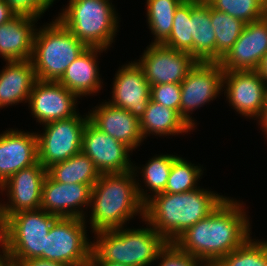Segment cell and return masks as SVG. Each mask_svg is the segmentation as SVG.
<instances>
[{
  "label": "cell",
  "mask_w": 267,
  "mask_h": 266,
  "mask_svg": "<svg viewBox=\"0 0 267 266\" xmlns=\"http://www.w3.org/2000/svg\"><path fill=\"white\" fill-rule=\"evenodd\" d=\"M242 204L226 197L208 217L189 227L173 243L207 266H213L251 237L249 217Z\"/></svg>",
  "instance_id": "cell-1"
},
{
  "label": "cell",
  "mask_w": 267,
  "mask_h": 266,
  "mask_svg": "<svg viewBox=\"0 0 267 266\" xmlns=\"http://www.w3.org/2000/svg\"><path fill=\"white\" fill-rule=\"evenodd\" d=\"M204 188L179 194L159 193L144 204V220L173 243L189 227L208 217L225 199Z\"/></svg>",
  "instance_id": "cell-2"
},
{
  "label": "cell",
  "mask_w": 267,
  "mask_h": 266,
  "mask_svg": "<svg viewBox=\"0 0 267 266\" xmlns=\"http://www.w3.org/2000/svg\"><path fill=\"white\" fill-rule=\"evenodd\" d=\"M136 171L137 166H133V170L124 173L100 174L91 193L92 233L124 227L137 213L144 220V203L138 195Z\"/></svg>",
  "instance_id": "cell-3"
},
{
  "label": "cell",
  "mask_w": 267,
  "mask_h": 266,
  "mask_svg": "<svg viewBox=\"0 0 267 266\" xmlns=\"http://www.w3.org/2000/svg\"><path fill=\"white\" fill-rule=\"evenodd\" d=\"M96 232L90 262H114L128 266H149L169 243L153 227Z\"/></svg>",
  "instance_id": "cell-4"
},
{
  "label": "cell",
  "mask_w": 267,
  "mask_h": 266,
  "mask_svg": "<svg viewBox=\"0 0 267 266\" xmlns=\"http://www.w3.org/2000/svg\"><path fill=\"white\" fill-rule=\"evenodd\" d=\"M42 27L36 29L30 61L37 80L58 82L87 46L58 19Z\"/></svg>",
  "instance_id": "cell-5"
},
{
  "label": "cell",
  "mask_w": 267,
  "mask_h": 266,
  "mask_svg": "<svg viewBox=\"0 0 267 266\" xmlns=\"http://www.w3.org/2000/svg\"><path fill=\"white\" fill-rule=\"evenodd\" d=\"M58 15L56 19L87 47L108 49L119 28L110 0H69Z\"/></svg>",
  "instance_id": "cell-6"
},
{
  "label": "cell",
  "mask_w": 267,
  "mask_h": 266,
  "mask_svg": "<svg viewBox=\"0 0 267 266\" xmlns=\"http://www.w3.org/2000/svg\"><path fill=\"white\" fill-rule=\"evenodd\" d=\"M57 218L41 208L19 211L8 217L6 249L17 265L28 259H44L45 237Z\"/></svg>",
  "instance_id": "cell-7"
},
{
  "label": "cell",
  "mask_w": 267,
  "mask_h": 266,
  "mask_svg": "<svg viewBox=\"0 0 267 266\" xmlns=\"http://www.w3.org/2000/svg\"><path fill=\"white\" fill-rule=\"evenodd\" d=\"M86 223L81 218L58 217L45 237L44 259L66 266H90L93 242L87 238Z\"/></svg>",
  "instance_id": "cell-8"
},
{
  "label": "cell",
  "mask_w": 267,
  "mask_h": 266,
  "mask_svg": "<svg viewBox=\"0 0 267 266\" xmlns=\"http://www.w3.org/2000/svg\"><path fill=\"white\" fill-rule=\"evenodd\" d=\"M83 117L77 113L67 119L46 123L43 133H36L38 161L44 168L81 151L83 131L89 121L88 114Z\"/></svg>",
  "instance_id": "cell-9"
},
{
  "label": "cell",
  "mask_w": 267,
  "mask_h": 266,
  "mask_svg": "<svg viewBox=\"0 0 267 266\" xmlns=\"http://www.w3.org/2000/svg\"><path fill=\"white\" fill-rule=\"evenodd\" d=\"M223 77L219 62H197L181 82L180 116L193 129L196 123L189 113L223 92Z\"/></svg>",
  "instance_id": "cell-10"
},
{
  "label": "cell",
  "mask_w": 267,
  "mask_h": 266,
  "mask_svg": "<svg viewBox=\"0 0 267 266\" xmlns=\"http://www.w3.org/2000/svg\"><path fill=\"white\" fill-rule=\"evenodd\" d=\"M137 61L151 86L181 84L198 62L190 53L171 49L162 44H150Z\"/></svg>",
  "instance_id": "cell-11"
},
{
  "label": "cell",
  "mask_w": 267,
  "mask_h": 266,
  "mask_svg": "<svg viewBox=\"0 0 267 266\" xmlns=\"http://www.w3.org/2000/svg\"><path fill=\"white\" fill-rule=\"evenodd\" d=\"M81 151L92 161L100 174L124 173L133 170L129 152L132 150L113 137L86 123L82 136Z\"/></svg>",
  "instance_id": "cell-12"
},
{
  "label": "cell",
  "mask_w": 267,
  "mask_h": 266,
  "mask_svg": "<svg viewBox=\"0 0 267 266\" xmlns=\"http://www.w3.org/2000/svg\"><path fill=\"white\" fill-rule=\"evenodd\" d=\"M224 96L238 114L258 118L263 110L267 83L256 70L224 72Z\"/></svg>",
  "instance_id": "cell-13"
},
{
  "label": "cell",
  "mask_w": 267,
  "mask_h": 266,
  "mask_svg": "<svg viewBox=\"0 0 267 266\" xmlns=\"http://www.w3.org/2000/svg\"><path fill=\"white\" fill-rule=\"evenodd\" d=\"M78 96L55 81L36 80L29 96V109L37 122L46 124L75 116Z\"/></svg>",
  "instance_id": "cell-14"
},
{
  "label": "cell",
  "mask_w": 267,
  "mask_h": 266,
  "mask_svg": "<svg viewBox=\"0 0 267 266\" xmlns=\"http://www.w3.org/2000/svg\"><path fill=\"white\" fill-rule=\"evenodd\" d=\"M267 52V16L245 25L233 47L219 61L224 72L257 70Z\"/></svg>",
  "instance_id": "cell-15"
},
{
  "label": "cell",
  "mask_w": 267,
  "mask_h": 266,
  "mask_svg": "<svg viewBox=\"0 0 267 266\" xmlns=\"http://www.w3.org/2000/svg\"><path fill=\"white\" fill-rule=\"evenodd\" d=\"M91 193L90 185L57 182L47 174L42 184L41 209L59 218L86 219L82 209L90 207Z\"/></svg>",
  "instance_id": "cell-16"
},
{
  "label": "cell",
  "mask_w": 267,
  "mask_h": 266,
  "mask_svg": "<svg viewBox=\"0 0 267 266\" xmlns=\"http://www.w3.org/2000/svg\"><path fill=\"white\" fill-rule=\"evenodd\" d=\"M111 105L127 110L136 118L144 114L150 99L151 85L137 61L118 69L113 78Z\"/></svg>",
  "instance_id": "cell-17"
},
{
  "label": "cell",
  "mask_w": 267,
  "mask_h": 266,
  "mask_svg": "<svg viewBox=\"0 0 267 266\" xmlns=\"http://www.w3.org/2000/svg\"><path fill=\"white\" fill-rule=\"evenodd\" d=\"M46 175L47 169L38 161L16 172L0 186V190L6 191L9 197V202L4 204L7 218L19 211L41 208L42 184Z\"/></svg>",
  "instance_id": "cell-18"
},
{
  "label": "cell",
  "mask_w": 267,
  "mask_h": 266,
  "mask_svg": "<svg viewBox=\"0 0 267 266\" xmlns=\"http://www.w3.org/2000/svg\"><path fill=\"white\" fill-rule=\"evenodd\" d=\"M37 162L36 132L8 129L0 134V186L16 172Z\"/></svg>",
  "instance_id": "cell-19"
},
{
  "label": "cell",
  "mask_w": 267,
  "mask_h": 266,
  "mask_svg": "<svg viewBox=\"0 0 267 266\" xmlns=\"http://www.w3.org/2000/svg\"><path fill=\"white\" fill-rule=\"evenodd\" d=\"M96 108V109H95ZM88 111L89 121L102 132L128 146L132 152L144 141L139 119L127 110L102 102Z\"/></svg>",
  "instance_id": "cell-20"
},
{
  "label": "cell",
  "mask_w": 267,
  "mask_h": 266,
  "mask_svg": "<svg viewBox=\"0 0 267 266\" xmlns=\"http://www.w3.org/2000/svg\"><path fill=\"white\" fill-rule=\"evenodd\" d=\"M37 21V18L15 15L0 25V55L5 61L31 59Z\"/></svg>",
  "instance_id": "cell-21"
},
{
  "label": "cell",
  "mask_w": 267,
  "mask_h": 266,
  "mask_svg": "<svg viewBox=\"0 0 267 266\" xmlns=\"http://www.w3.org/2000/svg\"><path fill=\"white\" fill-rule=\"evenodd\" d=\"M105 49L98 47H87L83 53L74 60L66 69L58 81L69 91L75 93L79 98L101 90L103 82L99 76V64L96 61L99 54ZM102 83V84H101Z\"/></svg>",
  "instance_id": "cell-22"
},
{
  "label": "cell",
  "mask_w": 267,
  "mask_h": 266,
  "mask_svg": "<svg viewBox=\"0 0 267 266\" xmlns=\"http://www.w3.org/2000/svg\"><path fill=\"white\" fill-rule=\"evenodd\" d=\"M0 71V108L28 103L36 76L30 60L6 61Z\"/></svg>",
  "instance_id": "cell-23"
},
{
  "label": "cell",
  "mask_w": 267,
  "mask_h": 266,
  "mask_svg": "<svg viewBox=\"0 0 267 266\" xmlns=\"http://www.w3.org/2000/svg\"><path fill=\"white\" fill-rule=\"evenodd\" d=\"M205 0H191L193 57L198 62H216V35Z\"/></svg>",
  "instance_id": "cell-24"
},
{
  "label": "cell",
  "mask_w": 267,
  "mask_h": 266,
  "mask_svg": "<svg viewBox=\"0 0 267 266\" xmlns=\"http://www.w3.org/2000/svg\"><path fill=\"white\" fill-rule=\"evenodd\" d=\"M139 122L144 140L150 134L160 137L162 135H179L193 130L176 110L151 99H149Z\"/></svg>",
  "instance_id": "cell-25"
},
{
  "label": "cell",
  "mask_w": 267,
  "mask_h": 266,
  "mask_svg": "<svg viewBox=\"0 0 267 266\" xmlns=\"http://www.w3.org/2000/svg\"><path fill=\"white\" fill-rule=\"evenodd\" d=\"M47 174L57 182L81 183L92 187L100 176L93 161L82 151L65 161L52 164L47 168Z\"/></svg>",
  "instance_id": "cell-26"
},
{
  "label": "cell",
  "mask_w": 267,
  "mask_h": 266,
  "mask_svg": "<svg viewBox=\"0 0 267 266\" xmlns=\"http://www.w3.org/2000/svg\"><path fill=\"white\" fill-rule=\"evenodd\" d=\"M176 157V155L171 154L155 155V157L148 160V162L142 167V171L140 173H143L141 174L144 181L143 183L146 184L145 186L149 190L142 189L140 186L141 184H139L138 181H136V183L138 195L144 204L152 196L164 192L172 163ZM144 190L146 192H144ZM147 191H152L151 193H153V195H148Z\"/></svg>",
  "instance_id": "cell-27"
},
{
  "label": "cell",
  "mask_w": 267,
  "mask_h": 266,
  "mask_svg": "<svg viewBox=\"0 0 267 266\" xmlns=\"http://www.w3.org/2000/svg\"><path fill=\"white\" fill-rule=\"evenodd\" d=\"M183 0H147V23L155 36L151 44H163L170 36L176 8Z\"/></svg>",
  "instance_id": "cell-28"
},
{
  "label": "cell",
  "mask_w": 267,
  "mask_h": 266,
  "mask_svg": "<svg viewBox=\"0 0 267 266\" xmlns=\"http://www.w3.org/2000/svg\"><path fill=\"white\" fill-rule=\"evenodd\" d=\"M210 19L216 35V62L233 47L246 23L210 6Z\"/></svg>",
  "instance_id": "cell-29"
},
{
  "label": "cell",
  "mask_w": 267,
  "mask_h": 266,
  "mask_svg": "<svg viewBox=\"0 0 267 266\" xmlns=\"http://www.w3.org/2000/svg\"><path fill=\"white\" fill-rule=\"evenodd\" d=\"M162 45L178 51L188 52L193 56L191 0H183L176 8L172 31Z\"/></svg>",
  "instance_id": "cell-30"
},
{
  "label": "cell",
  "mask_w": 267,
  "mask_h": 266,
  "mask_svg": "<svg viewBox=\"0 0 267 266\" xmlns=\"http://www.w3.org/2000/svg\"><path fill=\"white\" fill-rule=\"evenodd\" d=\"M213 9L227 13L244 23L267 16V0H205Z\"/></svg>",
  "instance_id": "cell-31"
},
{
  "label": "cell",
  "mask_w": 267,
  "mask_h": 266,
  "mask_svg": "<svg viewBox=\"0 0 267 266\" xmlns=\"http://www.w3.org/2000/svg\"><path fill=\"white\" fill-rule=\"evenodd\" d=\"M194 165L177 156L172 163L164 192L179 194L199 188L197 185L203 170L201 166Z\"/></svg>",
  "instance_id": "cell-32"
},
{
  "label": "cell",
  "mask_w": 267,
  "mask_h": 266,
  "mask_svg": "<svg viewBox=\"0 0 267 266\" xmlns=\"http://www.w3.org/2000/svg\"><path fill=\"white\" fill-rule=\"evenodd\" d=\"M254 240L250 237L213 266H267V241Z\"/></svg>",
  "instance_id": "cell-33"
},
{
  "label": "cell",
  "mask_w": 267,
  "mask_h": 266,
  "mask_svg": "<svg viewBox=\"0 0 267 266\" xmlns=\"http://www.w3.org/2000/svg\"><path fill=\"white\" fill-rule=\"evenodd\" d=\"M150 99L172 108L180 114L181 84L167 83L151 86Z\"/></svg>",
  "instance_id": "cell-34"
},
{
  "label": "cell",
  "mask_w": 267,
  "mask_h": 266,
  "mask_svg": "<svg viewBox=\"0 0 267 266\" xmlns=\"http://www.w3.org/2000/svg\"><path fill=\"white\" fill-rule=\"evenodd\" d=\"M158 266H207L203 261L181 251L174 243H168L159 253Z\"/></svg>",
  "instance_id": "cell-35"
},
{
  "label": "cell",
  "mask_w": 267,
  "mask_h": 266,
  "mask_svg": "<svg viewBox=\"0 0 267 266\" xmlns=\"http://www.w3.org/2000/svg\"><path fill=\"white\" fill-rule=\"evenodd\" d=\"M4 2L15 15H25L38 19L53 4V0H4Z\"/></svg>",
  "instance_id": "cell-36"
},
{
  "label": "cell",
  "mask_w": 267,
  "mask_h": 266,
  "mask_svg": "<svg viewBox=\"0 0 267 266\" xmlns=\"http://www.w3.org/2000/svg\"><path fill=\"white\" fill-rule=\"evenodd\" d=\"M8 218L5 213L4 203H0V246L2 250L7 248Z\"/></svg>",
  "instance_id": "cell-37"
},
{
  "label": "cell",
  "mask_w": 267,
  "mask_h": 266,
  "mask_svg": "<svg viewBox=\"0 0 267 266\" xmlns=\"http://www.w3.org/2000/svg\"><path fill=\"white\" fill-rule=\"evenodd\" d=\"M18 266H66L59 262H54L42 258L28 259L21 261Z\"/></svg>",
  "instance_id": "cell-38"
},
{
  "label": "cell",
  "mask_w": 267,
  "mask_h": 266,
  "mask_svg": "<svg viewBox=\"0 0 267 266\" xmlns=\"http://www.w3.org/2000/svg\"><path fill=\"white\" fill-rule=\"evenodd\" d=\"M14 16L15 14L10 10V7L4 0H0V25L5 24Z\"/></svg>",
  "instance_id": "cell-39"
},
{
  "label": "cell",
  "mask_w": 267,
  "mask_h": 266,
  "mask_svg": "<svg viewBox=\"0 0 267 266\" xmlns=\"http://www.w3.org/2000/svg\"><path fill=\"white\" fill-rule=\"evenodd\" d=\"M0 266H17L16 261L7 249L0 251Z\"/></svg>",
  "instance_id": "cell-40"
},
{
  "label": "cell",
  "mask_w": 267,
  "mask_h": 266,
  "mask_svg": "<svg viewBox=\"0 0 267 266\" xmlns=\"http://www.w3.org/2000/svg\"><path fill=\"white\" fill-rule=\"evenodd\" d=\"M257 119H258L257 121H259V125H261L262 132L264 131L265 135H267V94H266V100L264 102L263 110Z\"/></svg>",
  "instance_id": "cell-41"
},
{
  "label": "cell",
  "mask_w": 267,
  "mask_h": 266,
  "mask_svg": "<svg viewBox=\"0 0 267 266\" xmlns=\"http://www.w3.org/2000/svg\"><path fill=\"white\" fill-rule=\"evenodd\" d=\"M256 71L259 73V76L267 83V52L262 58V61Z\"/></svg>",
  "instance_id": "cell-42"
},
{
  "label": "cell",
  "mask_w": 267,
  "mask_h": 266,
  "mask_svg": "<svg viewBox=\"0 0 267 266\" xmlns=\"http://www.w3.org/2000/svg\"><path fill=\"white\" fill-rule=\"evenodd\" d=\"M90 266H128L114 262H90Z\"/></svg>",
  "instance_id": "cell-43"
}]
</instances>
